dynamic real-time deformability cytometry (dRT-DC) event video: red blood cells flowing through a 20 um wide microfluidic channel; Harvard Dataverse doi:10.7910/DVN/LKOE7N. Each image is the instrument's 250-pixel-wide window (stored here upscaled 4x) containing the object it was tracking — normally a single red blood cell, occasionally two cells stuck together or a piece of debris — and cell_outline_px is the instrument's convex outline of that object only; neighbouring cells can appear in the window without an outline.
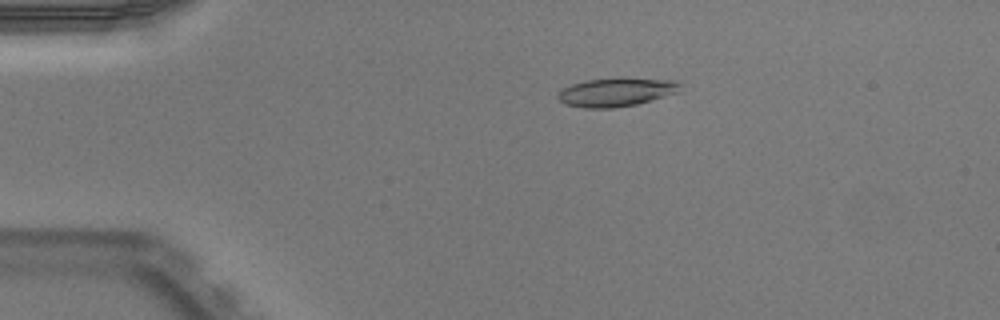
{"species": "Egyptian fruit bat (a non-hibernating species)", "species_latin": "Rousettus aegyptiacus", "temperature_condition": "warm", "stored_images_in_passage": 51, "camera_frame_rate_fps": 3000, "um_per_image_px": 0.085, "animal": {"sex": "male"}, "frame": {"image": 1, "passage_image": 11, "time_ms": 3.333, "image_size_px": [1000, 320], "cell_outline_px": [[684, 84], [676, 92], [636, 104], [612, 108], [584, 108], [564, 104], [556, 96], [564, 88], [572, 84], [588, 80], [620, 76], [624, 76], [676, 80]], "centroid_in_image_um": [52.41, 7.79], "position_along_channel_um": 32.6, "area_um2": 20.69}}
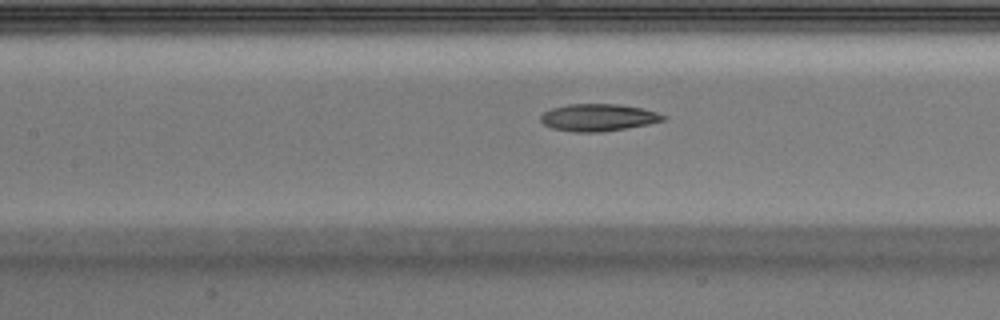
{"frame": {"image": 2, "passage_image": 24, "time_ms": 7.667, "image_size_px": [1000, 320], "cell_outline_px": [[668, 116], [664, 120], [648, 124], [604, 132], [576, 132], [552, 128], [544, 124], [540, 120], [540, 116], [544, 112], [552, 108], [568, 104], [620, 104], [644, 108]], "centroid_in_image_um": [50.87, 9.98], "position_along_channel_um": 156.5, "area_um2": 19.48}}
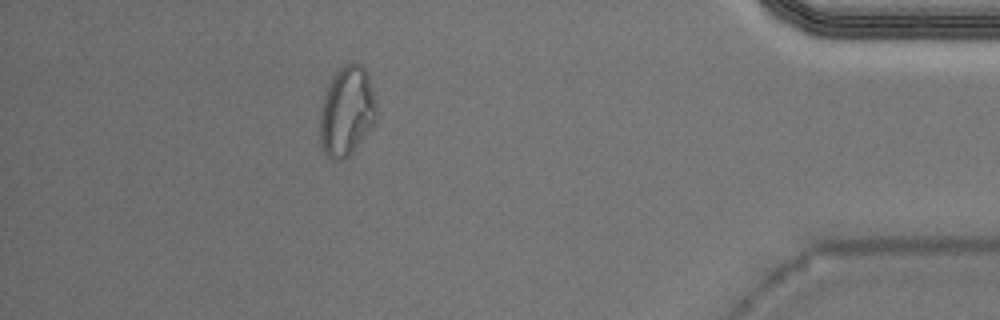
{"frame": {"image": 3, "passage_image": 46, "time_ms": 15.0, "image_size_px": [1000, 320], "cell_outline_px": [[376, 120], [352, 152], [344, 160], [332, 160], [324, 152], [320, 140], [320, 112], [324, 96], [328, 84], [332, 76], [344, 64], [360, 64], [368, 72], [376, 104]], "centroid_in_image_um": [29.47, 9.46], "position_along_channel_um": 405.7, "area_um2": 29.3}, "authors_computed_cell_mechanics": {"area_um2": 20.4034, "velocity_mm_per_s": 3.9988, "shape_relaxation_time_tau1_ms": null, "shape_relaxation_time_tau2_ms": 5.916, "deformation_change_tau1": null, "deformation_change_tau2": 0.1393}}